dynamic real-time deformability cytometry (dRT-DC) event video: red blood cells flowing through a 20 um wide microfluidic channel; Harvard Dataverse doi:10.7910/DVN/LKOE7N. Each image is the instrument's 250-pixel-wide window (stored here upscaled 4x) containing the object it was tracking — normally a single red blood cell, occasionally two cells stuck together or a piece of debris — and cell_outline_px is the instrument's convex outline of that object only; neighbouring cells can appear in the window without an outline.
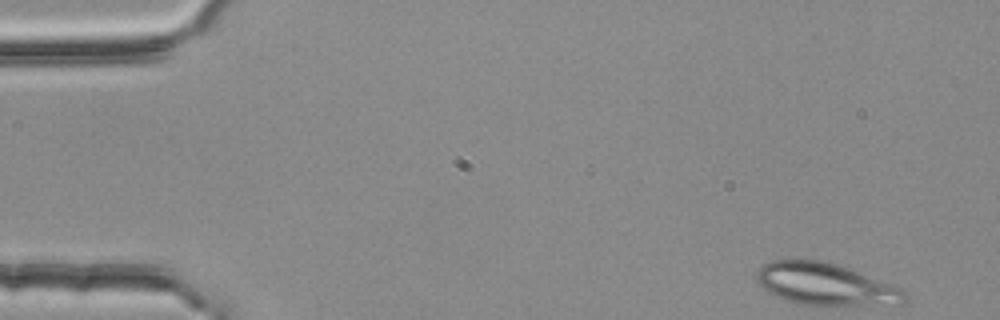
{"species": "common noctule bat (a hibernating species)", "species_latin": "Nyctalus noctula", "temperature_condition": "room temperature", "stored_images_in_passage": 47, "camera_frame_rate_fps": 3000, "um_per_image_px": 0.085, "animal": {"sex": "female", "body_mass_g": 25.1}, "frame": {"image": 1, "passage_image": 1, "time_ms": 0.0, "image_size_px": [1000, 320], "cell_outline_px": [[908, 300], [904, 304], [804, 304], [788, 300], [776, 296], [768, 292], [756, 284], [756, 272], [764, 264], [772, 260], [824, 260], [836, 264], [900, 288], [908, 296]], "centroid_in_image_um": [70.11, 24.14], "position_along_channel_um": 14.9, "area_um2": 35.55}}
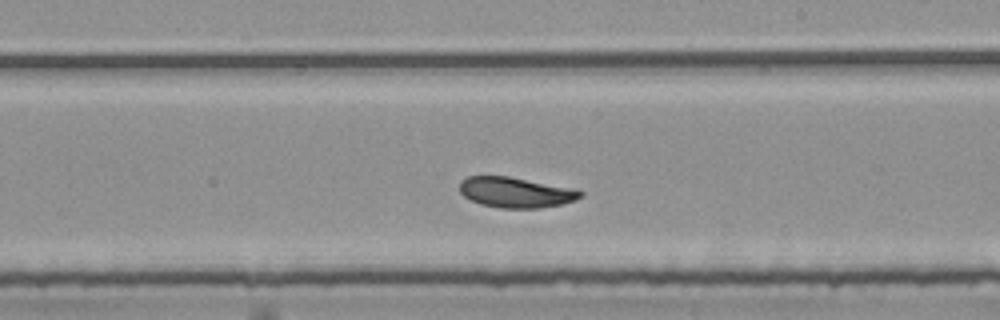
{"frame": {"image": 2, "passage_image": 29, "time_ms": 9.333, "image_size_px": [1000, 320], "cell_outline_px": [[584, 196], [576, 200], [560, 204], [536, 208], [500, 208], [480, 204], [468, 200], [460, 192], [460, 180], [468, 176], [508, 176], [580, 188], [584, 192]], "centroid_in_image_um": [43.89, 16.34], "position_along_channel_um": 245.1, "area_um2": 21.91}}
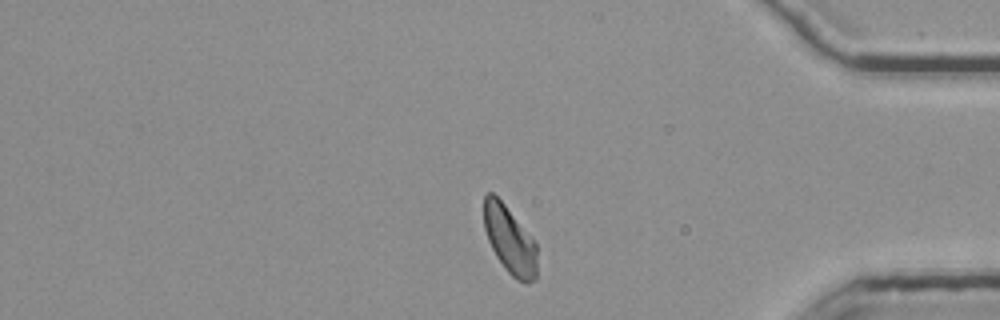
{"frame": {"image": 3, "passage_image": 43, "time_ms": 14.0, "image_size_px": [1000, 320], "cell_outline_px": [[536, 280], [528, 284], [516, 280], [504, 268], [496, 256], [488, 240], [484, 228], [484, 196], [488, 192], [492, 192], [504, 204], [536, 244]], "centroid_in_image_um": [43.31, 20.44], "position_along_channel_um": 391.9, "area_um2": 20.63}, "authors_computed_cell_mechanics": {"area_um2": 22.3108, "velocity_mm_per_s": 3.7326, "shape_relaxation_time_tau1_ms": 5.6282, "shape_relaxation_time_tau2_ms": 3.367, "deformation_change_tau1": 0.1242, "deformation_change_tau2": 0.0631}}